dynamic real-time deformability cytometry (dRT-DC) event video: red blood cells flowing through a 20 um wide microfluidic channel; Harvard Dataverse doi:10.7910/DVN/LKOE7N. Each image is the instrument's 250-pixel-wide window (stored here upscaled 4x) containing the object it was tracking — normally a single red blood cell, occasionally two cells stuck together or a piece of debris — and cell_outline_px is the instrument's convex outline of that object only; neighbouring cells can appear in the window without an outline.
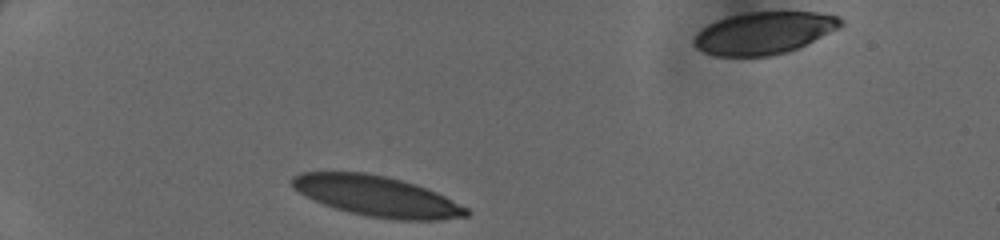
{"species": "human", "species_latin": "Homo sapiens", "temperature_condition": "cold", "stored_images_in_passage": 28, "camera_frame_rate_fps": 3000, "um_per_image_px": 0.085, "donor": {"sex": "female"}, "frame": {"image": 1, "passage_image": 1, "time_ms": 0.0, "image_size_px": [1000, 240], "cell_outline_px": [[468, 216], [440, 220], [392, 220], [368, 216], [348, 212], [324, 204], [292, 188], [292, 176], [300, 172], [364, 172], [384, 176], [400, 180], [436, 192], [468, 208]], "centroid_in_image_um": [32.03, 16.68], "position_along_channel_um": 53.0, "area_um2": 40.58}}
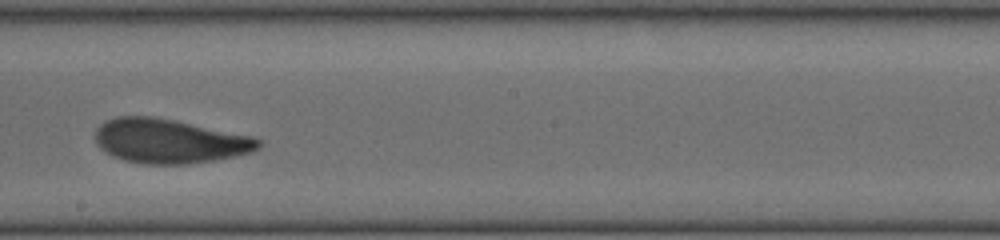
{"frame": {"image": 2, "passage_image": 16, "time_ms": 5.0, "image_size_px": [1000, 240], "cell_outline_px": [[264, 144], [260, 148], [252, 152], [236, 156], [216, 160], [188, 164], [144, 164], [124, 160], [112, 156], [100, 148], [96, 140], [96, 128], [100, 124], [116, 116], [152, 116], [252, 136], [264, 140]], "centroid_in_image_um": [14.44, 12.0], "position_along_channel_um": 233.8, "area_um2": 42.19}}
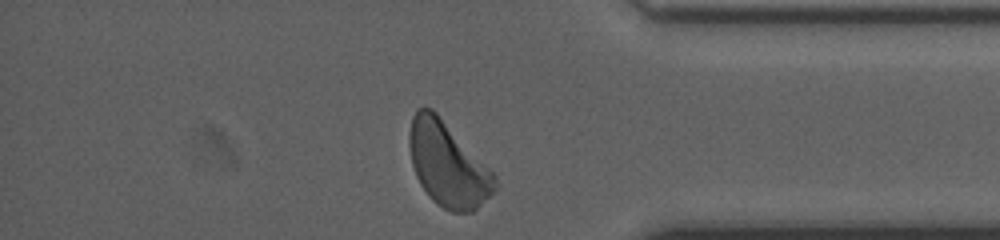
{"frame": {"image": 3, "passage_image": 28, "time_ms": 9.0, "image_size_px": [1000, 240], "cell_outline_px": [[496, 188], [472, 212], [452, 212], [436, 204], [432, 200], [420, 184], [416, 176], [412, 164], [408, 144], [408, 136], [412, 116], [416, 108], [432, 108], [436, 112], [496, 176]], "centroid_in_image_um": [38.01, 13.97], "position_along_channel_um": 397.2, "area_um2": 41.44}}